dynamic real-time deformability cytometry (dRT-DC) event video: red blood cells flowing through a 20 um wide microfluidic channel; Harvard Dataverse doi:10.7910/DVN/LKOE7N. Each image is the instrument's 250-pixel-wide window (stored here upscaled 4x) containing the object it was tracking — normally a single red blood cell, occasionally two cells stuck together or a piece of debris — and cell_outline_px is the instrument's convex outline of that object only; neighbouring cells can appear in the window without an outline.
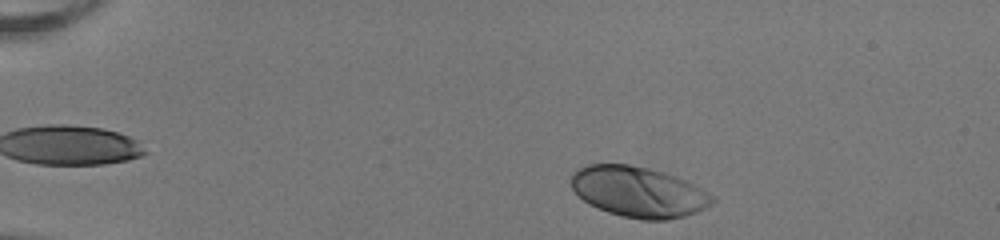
{"species": "human", "species_latin": "Homo sapiens", "temperature_condition": "room temperature", "stored_images_in_passage": 37, "camera_frame_rate_fps": 3000, "um_per_image_px": 0.085, "donor": {"sex": "female"}, "frame": {"image": 1, "passage_image": 2, "time_ms": 0.333, "image_size_px": [1000, 240], "cell_outline_px": [[716, 200], [712, 204], [696, 212], [684, 216], [664, 220], [640, 220], [608, 212], [588, 204], [572, 188], [572, 172], [576, 168], [588, 164], [628, 164], [648, 168], [664, 172], [676, 176], [716, 196]], "centroid_in_image_um": [54.28, 16.3], "position_along_channel_um": 30.7, "area_um2": 41.56}}
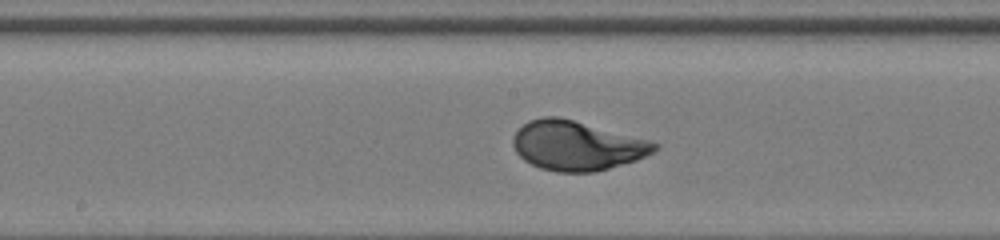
{"frame": {"image": 2, "passage_image": 21, "time_ms": 6.667, "image_size_px": [1000, 240], "cell_outline_px": [[660, 148], [636, 160], [596, 172], [556, 172], [540, 168], [524, 160], [516, 152], [512, 144], [512, 140], [516, 132], [528, 120], [540, 116], [560, 116], [652, 140], [660, 144]], "centroid_in_image_um": [49.05, 12.36], "position_along_channel_um": 199.2, "area_um2": 41.15}}
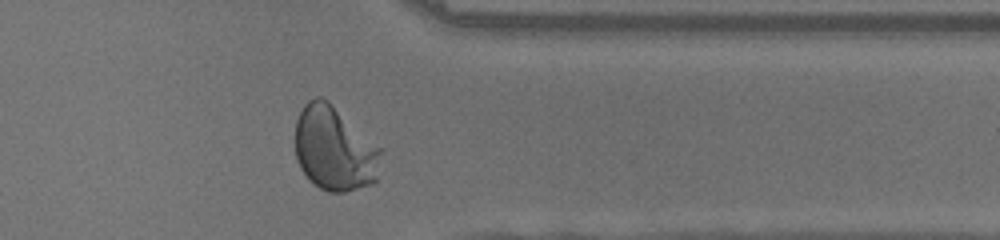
{"frame": {"image": 3, "passage_image": 35, "time_ms": 11.333, "image_size_px": [1000, 240], "cell_outline_px": [[384, 148], [376, 180], [372, 184], [344, 192], [328, 192], [312, 184], [308, 180], [300, 168], [296, 160], [296, 120], [304, 104], [308, 100], [316, 96], [320, 96], [328, 100]], "centroid_in_image_um": [28.45, 12.63], "position_along_channel_um": 382.9, "area_um2": 43.06}, "authors_computed_cell_mechanics": {"area_um2": 40.4022, "velocity_mm_per_s": 3.9963, "shape_relaxation_time_tau1_ms": 2.6082, "shape_relaxation_time_tau2_ms": null, "deformation_change_tau1": 0.1796, "deformation_change_tau2": null}}